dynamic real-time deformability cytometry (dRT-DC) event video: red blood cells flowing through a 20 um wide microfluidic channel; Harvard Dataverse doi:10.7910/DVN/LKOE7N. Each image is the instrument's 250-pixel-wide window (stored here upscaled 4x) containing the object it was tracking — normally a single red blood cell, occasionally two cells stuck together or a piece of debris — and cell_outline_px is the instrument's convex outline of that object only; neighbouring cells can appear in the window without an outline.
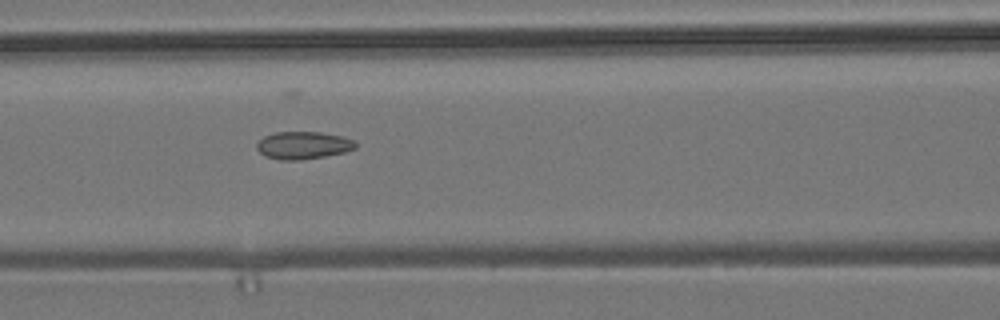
{"species": "common noctule bat (a hibernating species)", "species_latin": "Nyctalus noctula", "temperature_condition": "room temperature", "stored_images_in_passage": 7, "camera_frame_rate_fps": 3000, "um_per_image_px": 0.085, "animal": {"sex": "male", "body_mass_g": 19.2, "forearm_length_mm": 51.8}, "frame": {"image": 1, "passage_image": 7, "time_ms": 7.0, "image_size_px": [1000, 320], "cell_outline_px": [[356, 148], [344, 152], [324, 156], [300, 160], [280, 160], [264, 156], [256, 148], [256, 144], [264, 136], [276, 132], [320, 132], [344, 136], [352, 140], [356, 144]], "centroid_in_image_um": [25.75, 12.35], "position_along_channel_um": 140.8, "area_um2": 15.84}}